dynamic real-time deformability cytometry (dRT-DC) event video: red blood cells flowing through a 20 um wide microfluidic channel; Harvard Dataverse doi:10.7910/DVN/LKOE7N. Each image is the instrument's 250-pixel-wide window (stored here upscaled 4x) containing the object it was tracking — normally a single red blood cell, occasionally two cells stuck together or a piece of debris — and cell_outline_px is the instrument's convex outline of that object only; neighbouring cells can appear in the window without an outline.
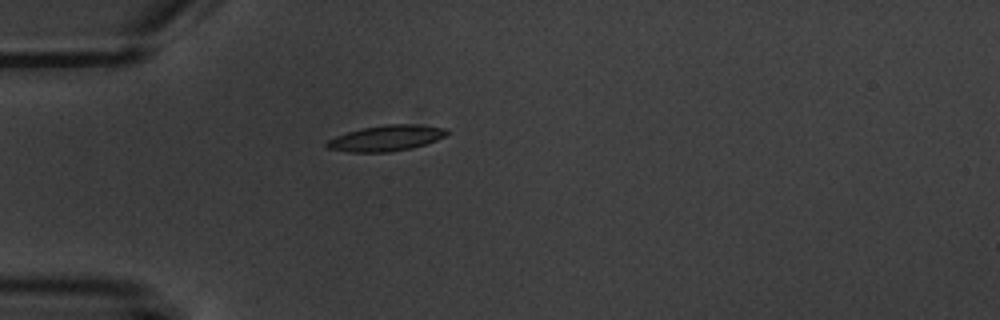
{"species": "common noctule bat (a hibernating species)", "species_latin": "Nyctalus noctula", "temperature_condition": "warm", "stored_images_in_passage": 1, "camera_frame_rate_fps": 3000, "um_per_image_px": 0.085, "animal": {"sex": "male", "body_mass_g": 20.1, "forearm_length_mm": 53.5}, "frame": {"image": 1, "passage_image": 1, "time_ms": 0.0, "image_size_px": [1000, 320], "cell_outline_px": [[448, 132], [444, 136], [436, 140], [412, 148], [388, 152], [348, 152], [328, 148], [324, 144], [328, 140], [336, 136], [348, 132], [364, 128], [388, 124], [416, 124], [444, 128]], "centroid_in_image_um": [32.8, 11.75], "position_along_channel_um": 52.2, "area_um2": 17.74}}